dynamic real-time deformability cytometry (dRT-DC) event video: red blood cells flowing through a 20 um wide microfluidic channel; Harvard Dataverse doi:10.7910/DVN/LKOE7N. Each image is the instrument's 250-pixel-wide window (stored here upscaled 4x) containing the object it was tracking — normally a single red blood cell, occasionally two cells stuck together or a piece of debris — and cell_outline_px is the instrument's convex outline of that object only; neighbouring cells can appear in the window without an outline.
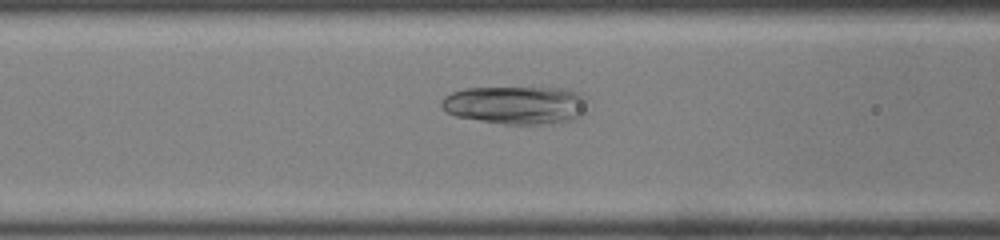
{"species": "common noctule bat (a hibernating species)", "species_latin": "Nyctalus noctula", "temperature_condition": "room temperature", "stored_images_in_passage": 40, "camera_frame_rate_fps": 3000, "um_per_image_px": 0.085, "animal": {"sex": "male", "body_mass_g": 19.0, "forearm_length_mm": 50.8}, "frame": {"image": 1, "passage_image": 11, "time_ms": 3.333, "image_size_px": [1000, 240], "cell_outline_px": [[588, 112], [584, 116], [576, 120], [556, 124], [504, 124], [456, 116], [448, 112], [440, 104], [440, 100], [444, 96], [452, 92], [464, 88], [564, 88], [580, 92], [588, 96]], "centroid_in_image_um": [43.98, 8.93], "position_along_channel_um": 122.6, "area_um2": 33.29}}
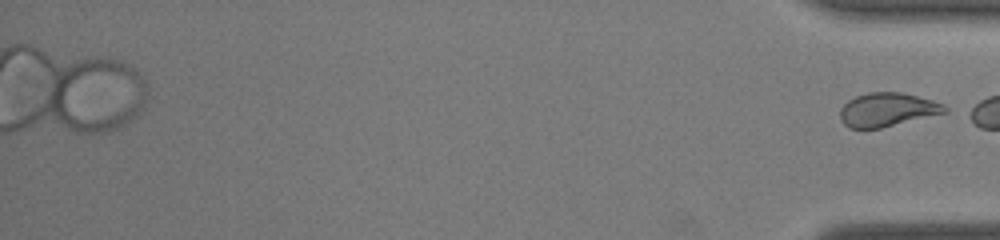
{"frame": {"image": 2, "passage_image": 40, "time_ms": 13.0, "image_size_px": [1000, 240], "cell_outline_px": [[948, 112], [880, 128], [848, 128], [840, 120], [840, 108], [848, 100], [856, 96], [868, 92], [900, 92], [932, 100], [944, 104], [948, 108]], "centroid_in_image_um": [75.41, 9.32], "position_along_channel_um": 359.8, "area_um2": 20.52}}